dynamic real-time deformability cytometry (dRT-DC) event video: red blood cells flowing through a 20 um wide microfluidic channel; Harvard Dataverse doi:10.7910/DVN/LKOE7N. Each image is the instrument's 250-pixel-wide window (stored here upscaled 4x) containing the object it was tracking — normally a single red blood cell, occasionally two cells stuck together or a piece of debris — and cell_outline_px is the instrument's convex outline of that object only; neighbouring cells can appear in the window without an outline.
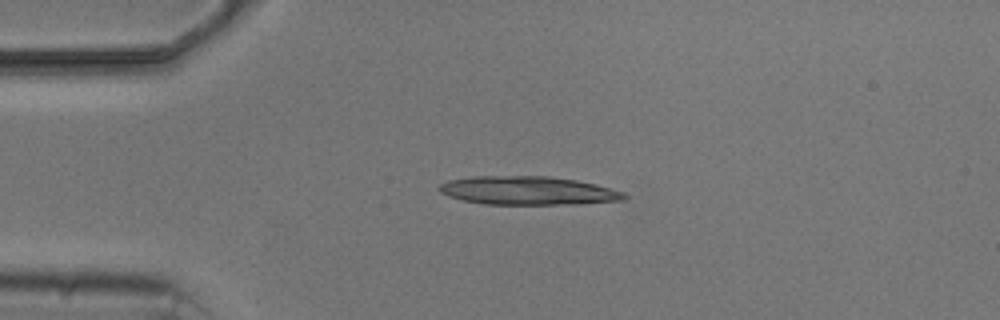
{"species": "common noctule bat (a hibernating species)", "species_latin": "Nyctalus noctula", "temperature_condition": "cold", "stored_images_in_passage": 5, "camera_frame_rate_fps": 3000, "um_per_image_px": 0.085, "animal": {"sex": "male", "body_mass_g": 20.5, "forearm_length_mm": 52.5}, "frame": {"image": 1, "passage_image": 4, "time_ms": 3.333, "image_size_px": [1000, 320], "cell_outline_px": [[628, 196], [624, 200], [572, 204], [484, 204], [464, 200], [448, 196], [440, 192], [436, 188], [440, 184], [448, 180], [472, 176], [552, 176], [576, 180], [596, 184], [612, 188], [624, 192]], "centroid_in_image_um": [44.87, 16.19], "position_along_channel_um": 40.1, "area_um2": 30.87}}